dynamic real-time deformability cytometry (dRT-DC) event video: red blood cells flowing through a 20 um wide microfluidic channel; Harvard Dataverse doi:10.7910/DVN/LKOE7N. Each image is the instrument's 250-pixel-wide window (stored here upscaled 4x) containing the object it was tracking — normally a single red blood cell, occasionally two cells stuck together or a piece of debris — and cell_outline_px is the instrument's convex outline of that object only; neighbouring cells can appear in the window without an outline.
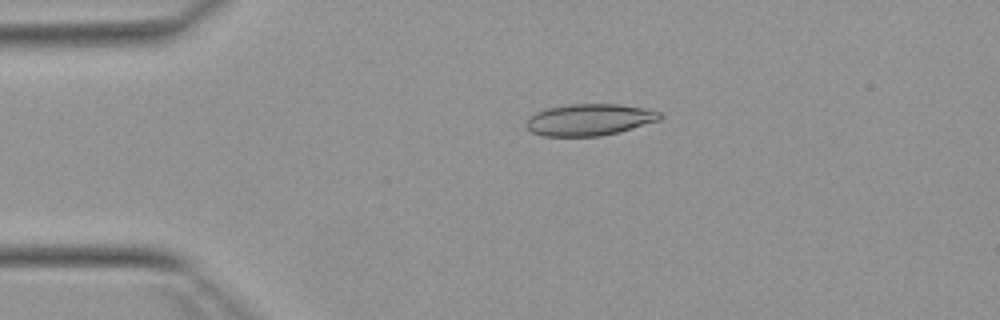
{"species": "Egyptian fruit bat (a non-hibernating species)", "species_latin": "Rousettus aegyptiacus", "temperature_condition": "warm", "stored_images_in_passage": 45, "camera_frame_rate_fps": 3000, "um_per_image_px": 0.085, "animal": {"sex": "female"}, "frame": {"image": 1, "passage_image": 4, "time_ms": 1.0, "image_size_px": [1000, 320], "cell_outline_px": [[664, 116], [660, 120], [620, 132], [600, 136], [544, 136], [532, 132], [524, 124], [528, 116], [536, 112], [548, 108], [572, 104], [620, 104], [648, 108], [664, 112]], "centroid_in_image_um": [50.16, 10.17], "position_along_channel_um": 34.8, "area_um2": 25.03}}
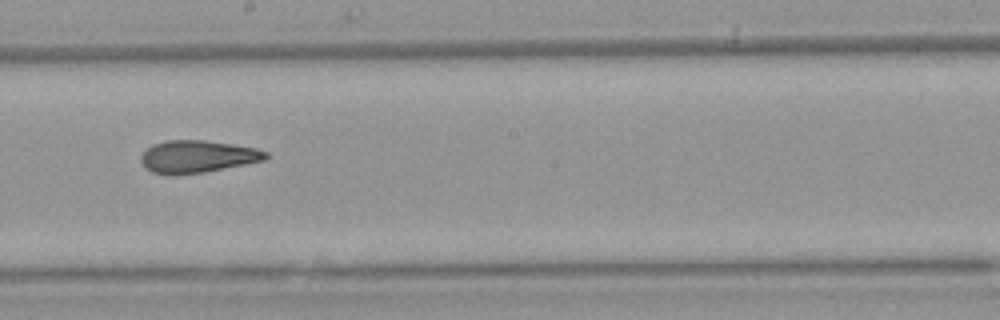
{"frame": {"image": 2, "passage_image": 22, "time_ms": 7.0, "image_size_px": [1000, 320], "cell_outline_px": [[268, 160], [204, 172], [168, 176], [152, 172], [144, 168], [140, 160], [140, 156], [152, 144], [164, 140], [204, 140], [232, 144], [256, 148], [268, 152]], "centroid_in_image_um": [16.77, 13.32], "position_along_channel_um": 231.4, "area_um2": 23.87}}
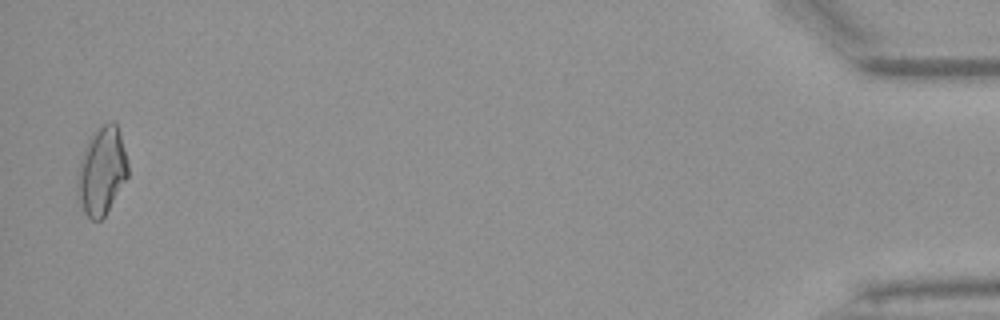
{"frame": {"image": 3, "passage_image": 44, "time_ms": 14.333, "image_size_px": [1000, 320], "cell_outline_px": [[128, 176], [104, 216], [100, 220], [92, 220], [84, 212], [76, 192], [76, 176], [80, 160], [84, 148], [92, 132], [108, 120], [112, 120], [116, 124], [120, 132], [128, 164]], "centroid_in_image_um": [8.63, 14.49], "position_along_channel_um": 426.6, "area_um2": 25.95}, "authors_computed_cell_mechanics": {"area_um2": 23.8136, "velocity_mm_per_s": 3.9205, "shape_relaxation_time_tau1_ms": 9.0218, "shape_relaxation_time_tau2_ms": 2.9751, "deformation_change_tau1": 0.2176, "deformation_change_tau2": 0.1244}}